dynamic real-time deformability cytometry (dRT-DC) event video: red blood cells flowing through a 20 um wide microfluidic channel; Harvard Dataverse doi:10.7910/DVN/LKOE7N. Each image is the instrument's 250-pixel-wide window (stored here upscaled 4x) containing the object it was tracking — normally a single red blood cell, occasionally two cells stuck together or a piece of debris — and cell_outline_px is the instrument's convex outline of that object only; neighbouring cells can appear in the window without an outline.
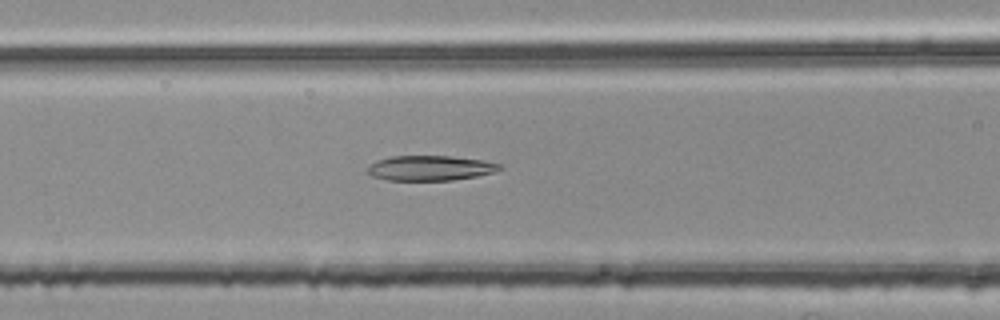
{"species": "common noctule bat (a hibernating species)", "species_latin": "Nyctalus noctula", "temperature_condition": "room temperature", "stored_images_in_passage": 56, "segment_of_instrument_passage": [2, 2], "camera_frame_rate_fps": 3000, "um_per_image_px": 0.085, "animal": {"sex": "female", "body_mass_g": 25.1}, "frame": {"image": 1, "passage_image": 23, "time_ms": 7.333, "image_size_px": [1000, 320], "cell_outline_px": [[504, 168], [492, 172], [476, 176], [452, 180], [388, 180], [372, 176], [368, 172], [368, 168], [376, 160], [392, 156], [448, 156], [480, 160], [500, 164]], "centroid_in_image_um": [36.55, 14.28], "position_along_channel_um": 130.1, "area_um2": 18.96}}
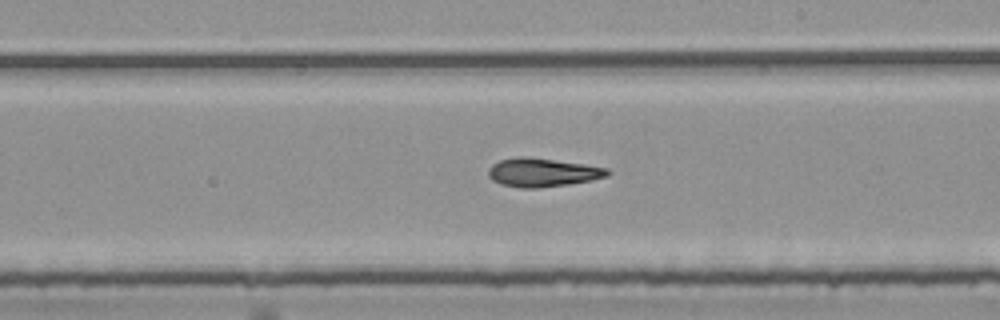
{"frame": {"image": 2, "passage_image": 32, "time_ms": 10.333, "image_size_px": [1000, 320], "cell_outline_px": [[612, 172], [608, 176], [592, 180], [568, 184], [540, 188], [520, 188], [500, 184], [492, 180], [488, 176], [488, 168], [492, 164], [500, 160], [516, 156], [524, 156], [584, 164], [608, 168]], "centroid_in_image_um": [46.1, 14.66], "position_along_channel_um": 242.9, "area_um2": 20.0}}
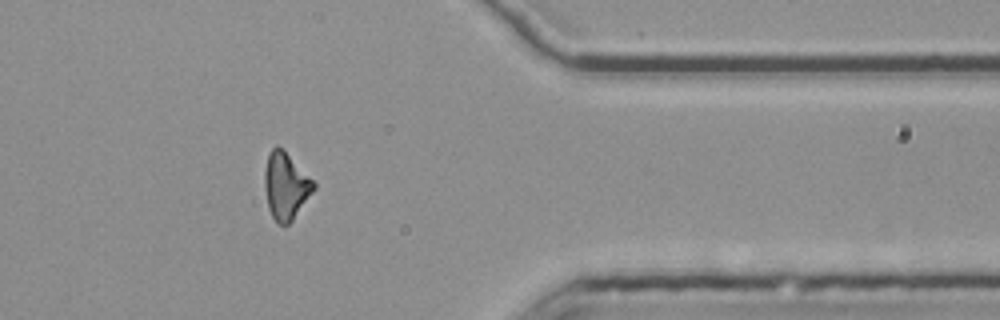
{"frame": {"image": 3, "passage_image": 45, "time_ms": 14.667, "image_size_px": [1000, 320], "cell_outline_px": [[316, 188], [292, 220], [288, 224], [276, 224], [268, 208], [264, 188], [264, 172], [268, 152], [276, 144], [316, 184]], "centroid_in_image_um": [24.25, 15.84], "position_along_channel_um": 387.2, "area_um2": 18.79}}